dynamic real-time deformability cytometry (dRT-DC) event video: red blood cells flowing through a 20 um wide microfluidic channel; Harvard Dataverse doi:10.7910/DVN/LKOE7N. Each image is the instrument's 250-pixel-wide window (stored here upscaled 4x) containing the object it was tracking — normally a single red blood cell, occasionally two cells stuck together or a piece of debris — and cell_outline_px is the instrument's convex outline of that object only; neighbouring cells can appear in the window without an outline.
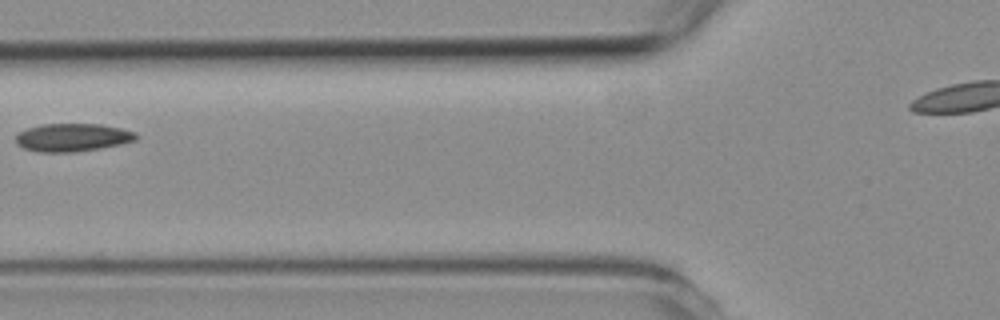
{"species": "common noctule bat (a hibernating species)", "species_latin": "Nyctalus noctula", "temperature_condition": "room temperature", "stored_images_in_passage": 7, "camera_frame_rate_fps": 3000, "um_per_image_px": 0.085, "animal": {"sex": "female", "body_mass_g": 19.3, "forearm_length_mm": 54.1}, "frame": {"image": 1, "passage_image": 5, "time_ms": 5.667, "image_size_px": [1000, 320], "cell_outline_px": [[140, 136], [136, 140], [120, 144], [100, 148], [76, 152], [40, 152], [24, 148], [16, 144], [16, 136], [20, 132], [28, 128], [40, 124], [100, 124], [120, 128], [136, 132]], "centroid_in_image_um": [6.18, 11.68], "position_along_channel_um": 119.6, "area_um2": 19.65}}
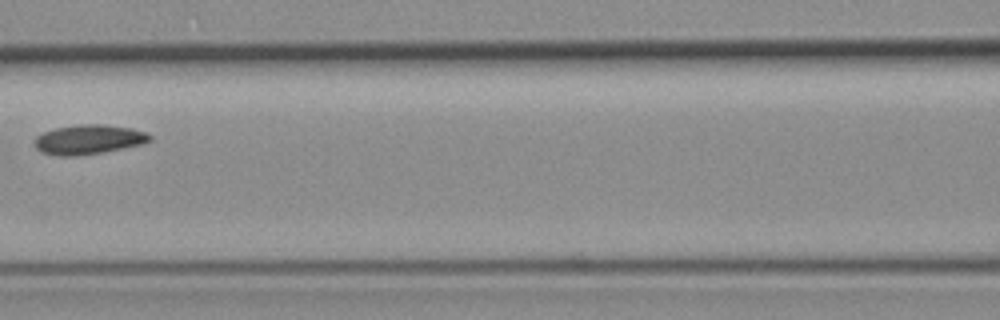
{"frame": {"image": 2, "passage_image": 6, "time_ms": 6.667, "image_size_px": [1000, 320], "cell_outline_px": [[152, 140], [140, 144], [104, 152], [76, 156], [60, 156], [40, 152], [36, 148], [36, 136], [44, 132], [56, 128], [76, 124], [104, 124], [132, 128], [144, 132], [152, 136]], "centroid_in_image_um": [7.53, 11.85], "position_along_channel_um": 159.1, "area_um2": 19.77}}
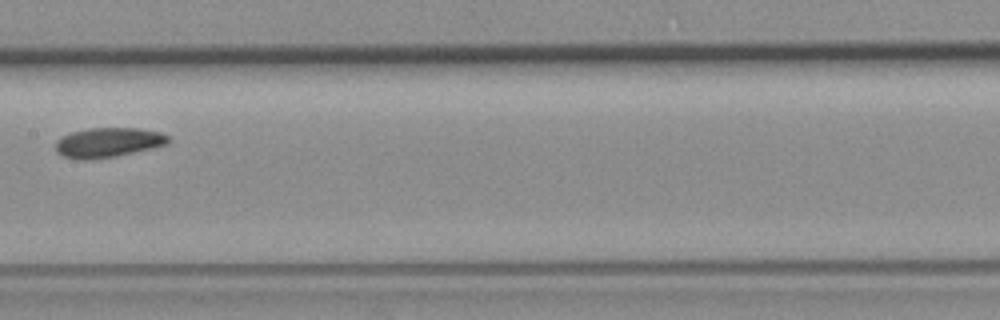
{"frame": {"image": 3, "passage_image": 7, "time_ms": 7.667, "image_size_px": [1000, 320], "cell_outline_px": [[172, 140], [168, 144], [152, 148], [112, 156], [84, 160], [80, 160], [64, 156], [56, 152], [56, 140], [72, 132], [88, 128], [136, 128], [160, 132], [168, 136]], "centroid_in_image_um": [9.2, 12.1], "position_along_channel_um": 198.2, "area_um2": 19.25}}